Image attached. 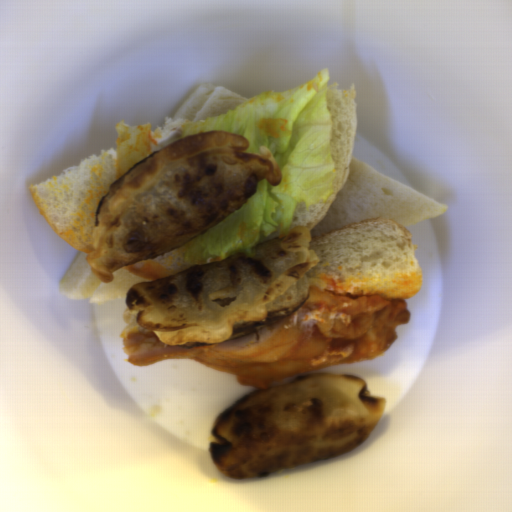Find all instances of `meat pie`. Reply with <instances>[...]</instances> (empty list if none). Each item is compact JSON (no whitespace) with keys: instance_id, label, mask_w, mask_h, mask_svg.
<instances>
[{"instance_id":"1","label":"meat pie","mask_w":512,"mask_h":512,"mask_svg":"<svg viewBox=\"0 0 512 512\" xmlns=\"http://www.w3.org/2000/svg\"><path fill=\"white\" fill-rule=\"evenodd\" d=\"M308 290L307 302L294 313L219 342L171 346L152 331L132 333L123 339V350L131 365L192 360L258 391L323 368L375 359L396 341L397 327L411 320L404 300Z\"/></svg>"}]
</instances>
